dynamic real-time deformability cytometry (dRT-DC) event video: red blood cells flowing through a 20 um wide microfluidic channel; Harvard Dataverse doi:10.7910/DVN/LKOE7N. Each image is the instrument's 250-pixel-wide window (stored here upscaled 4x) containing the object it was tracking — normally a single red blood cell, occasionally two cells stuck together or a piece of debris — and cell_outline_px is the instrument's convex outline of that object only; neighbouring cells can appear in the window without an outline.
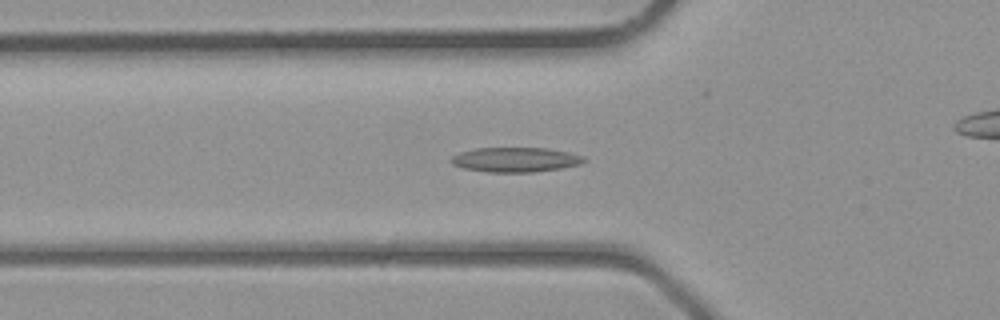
{"species": "common noctule bat (a hibernating species)", "species_latin": "Nyctalus noctula", "temperature_condition": "room temperature", "stored_images_in_passage": 31, "camera_frame_rate_fps": 3000, "um_per_image_px": 0.085, "animal": {"sex": "male", "body_mass_g": 23.1, "forearm_length_mm": 52.7}, "frame": {"image": 1, "passage_image": 4, "time_ms": 1.0, "image_size_px": [1000, 320], "cell_outline_px": [[588, 160], [580, 164], [560, 168], [532, 172], [488, 172], [464, 168], [452, 164], [448, 160], [452, 156], [460, 152], [476, 148], [548, 148], [568, 152], [584, 156]], "centroid_in_image_um": [43.81, 13.57], "position_along_channel_um": 82.0, "area_um2": 19.13}}
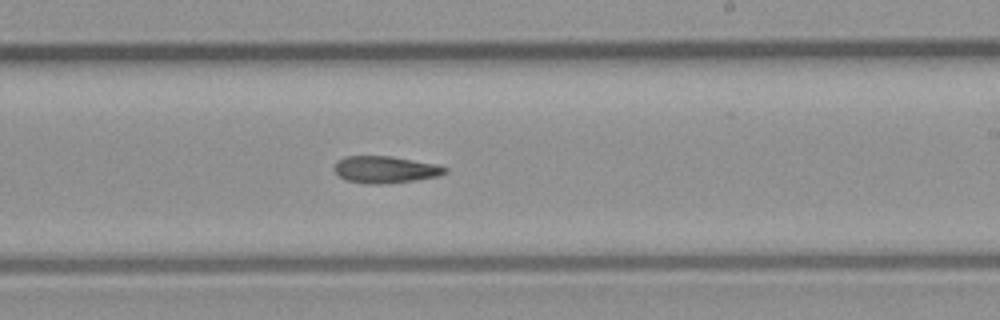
{"frame": {"image": 2, "passage_image": 14, "time_ms": 4.333, "image_size_px": [1000, 320], "cell_outline_px": [[448, 172], [436, 176], [412, 180], [384, 184], [368, 184], [344, 180], [332, 168], [336, 160], [344, 156], [392, 156], [440, 164], [448, 168]], "centroid_in_image_um": [32.73, 14.4], "position_along_channel_um": 256.3, "area_um2": 17.63}}
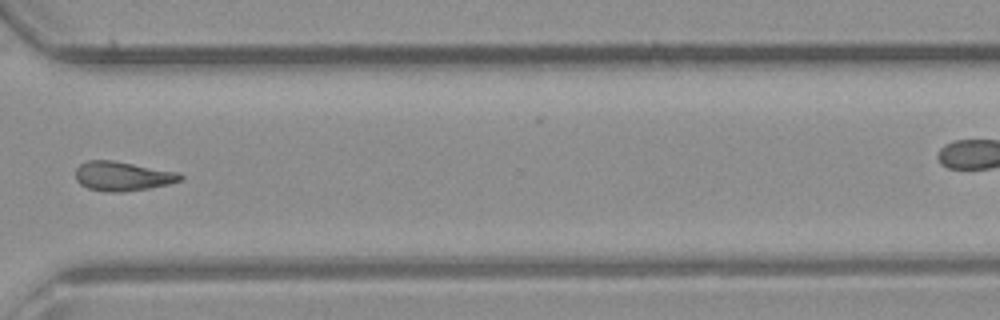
{"frame": {"image": 3, "passage_image": 20, "time_ms": 6.333, "image_size_px": [1000, 320], "cell_outline_px": [[184, 180], [168, 184], [148, 188], [120, 192], [112, 192], [88, 188], [80, 184], [76, 180], [76, 168], [80, 164], [88, 160], [112, 160], [180, 172], [184, 176]], "centroid_in_image_um": [10.45, 14.96], "position_along_channel_um": 360.2, "area_um2": 17.92}}